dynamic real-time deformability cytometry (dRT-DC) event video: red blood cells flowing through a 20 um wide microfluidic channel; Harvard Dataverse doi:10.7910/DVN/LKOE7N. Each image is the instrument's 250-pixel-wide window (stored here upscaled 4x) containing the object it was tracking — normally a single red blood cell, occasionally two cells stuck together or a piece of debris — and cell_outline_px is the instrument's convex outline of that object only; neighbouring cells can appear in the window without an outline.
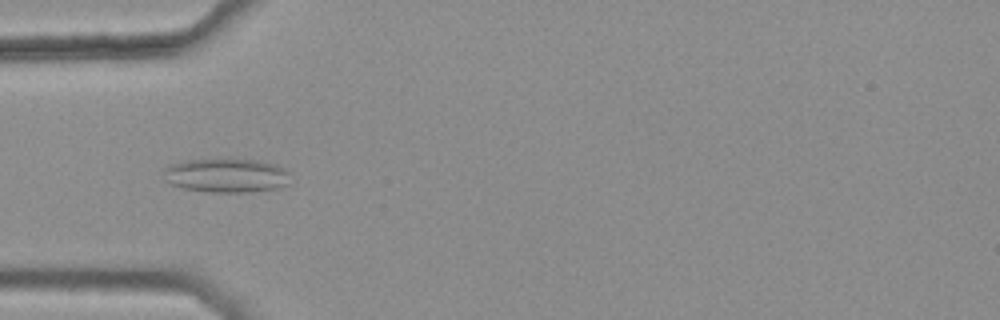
{"species": "common noctule bat (a hibernating species)", "species_latin": "Nyctalus noctula", "temperature_condition": "warm", "stored_images_in_passage": 4, "camera_frame_rate_fps": 3000, "um_per_image_px": 0.085, "animal": {"sex": "female", "body_mass_g": 25.1}, "frame": {"image": 1, "passage_image": 2, "time_ms": 0.333, "image_size_px": [1000, 320], "cell_outline_px": [[292, 184], [276, 188], [252, 192], [208, 192], [184, 188], [172, 184], [164, 180], [164, 168], [172, 164], [188, 160], [256, 160], [276, 164], [284, 168], [288, 172]], "centroid_in_image_um": [19.29, 14.93], "position_along_channel_um": 65.7, "area_um2": 25.09}}
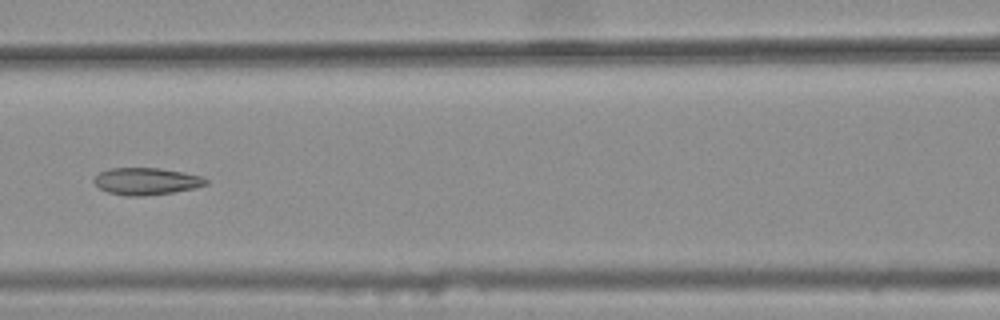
{"frame": {"image": 2, "passage_image": 4, "time_ms": 1.0, "image_size_px": [1000, 320], "cell_outline_px": [[208, 184], [196, 188], [172, 192], [144, 196], [124, 196], [108, 192], [100, 188], [92, 180], [100, 172], [108, 168], [160, 168], [204, 176], [208, 180]], "centroid_in_image_um": [12.46, 15.41], "position_along_channel_um": 154.1, "area_um2": 17.74}}